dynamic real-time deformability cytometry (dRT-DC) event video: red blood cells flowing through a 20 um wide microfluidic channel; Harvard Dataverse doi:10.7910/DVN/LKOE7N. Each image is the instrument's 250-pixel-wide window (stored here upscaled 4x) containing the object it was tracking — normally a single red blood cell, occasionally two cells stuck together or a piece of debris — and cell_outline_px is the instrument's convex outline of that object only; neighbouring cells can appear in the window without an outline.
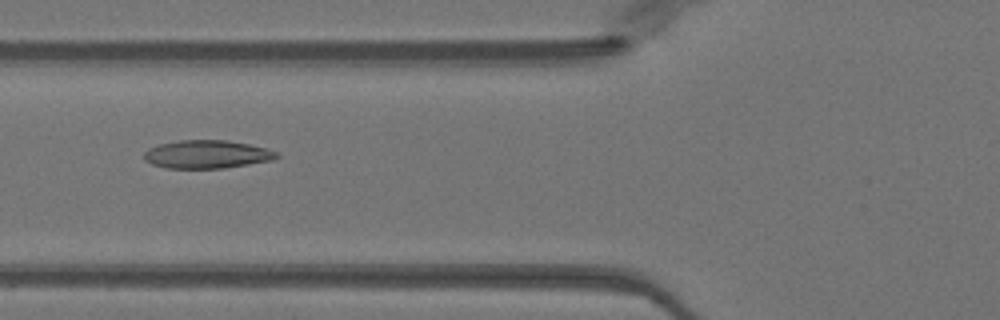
{"species": "Egyptian fruit bat (a non-hibernating species)", "species_latin": "Rousettus aegyptiacus", "temperature_condition": "warm", "stored_images_in_passage": 51, "camera_frame_rate_fps": 3000, "um_per_image_px": 0.085, "animal": {"sex": "female"}, "frame": {"image": 1, "passage_image": 20, "time_ms": 6.333, "image_size_px": [1000, 320], "cell_outline_px": [[280, 156], [272, 160], [224, 168], [164, 168], [152, 164], [144, 160], [144, 152], [148, 148], [160, 144], [180, 140], [228, 140], [268, 148], [276, 152]], "centroid_in_image_um": [17.57, 13.11], "position_along_channel_um": 108.2, "area_um2": 21.79}}
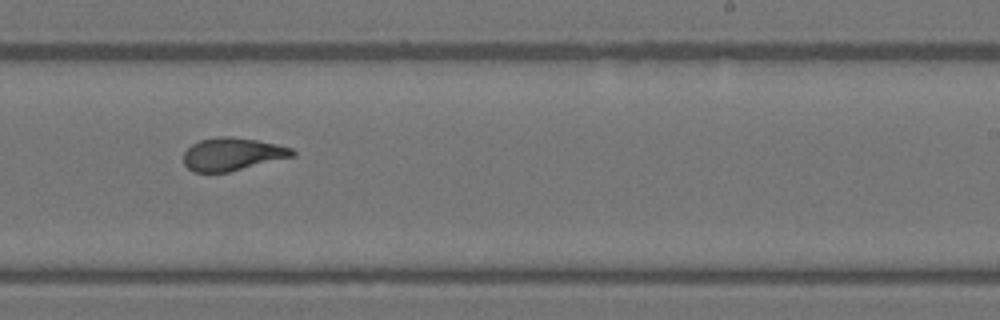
{"frame": {"image": 2, "passage_image": 32, "time_ms": 10.333, "image_size_px": [1000, 320], "cell_outline_px": [[296, 156], [228, 172], [192, 172], [184, 164], [184, 152], [192, 144], [200, 140], [220, 136], [232, 136], [256, 140], [276, 144], [292, 148], [296, 152]], "centroid_in_image_um": [19.76, 13.1], "position_along_channel_um": 269.2, "area_um2": 20.87}}
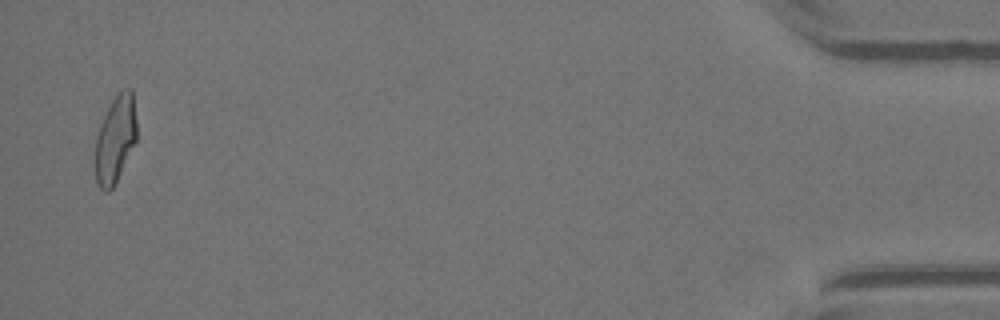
{"frame": {"image": 3, "passage_image": 50, "time_ms": 16.333, "image_size_px": [1000, 320], "cell_outline_px": [[136, 140], [112, 188], [108, 192], [104, 192], [96, 184], [96, 136], [100, 124], [112, 100], [124, 88], [132, 88], [136, 120]], "centroid_in_image_um": [9.8, 11.82], "position_along_channel_um": 425.4, "area_um2": 20.63}, "authors_computed_cell_mechanics": {"area_um2": 21.7906, "velocity_mm_per_s": 4.0277, "shape_relaxation_time_tau1_ms": 10.3313, "shape_relaxation_time_tau2_ms": 1.3927, "deformation_change_tau1": 0.293, "deformation_change_tau2": 0.088}}